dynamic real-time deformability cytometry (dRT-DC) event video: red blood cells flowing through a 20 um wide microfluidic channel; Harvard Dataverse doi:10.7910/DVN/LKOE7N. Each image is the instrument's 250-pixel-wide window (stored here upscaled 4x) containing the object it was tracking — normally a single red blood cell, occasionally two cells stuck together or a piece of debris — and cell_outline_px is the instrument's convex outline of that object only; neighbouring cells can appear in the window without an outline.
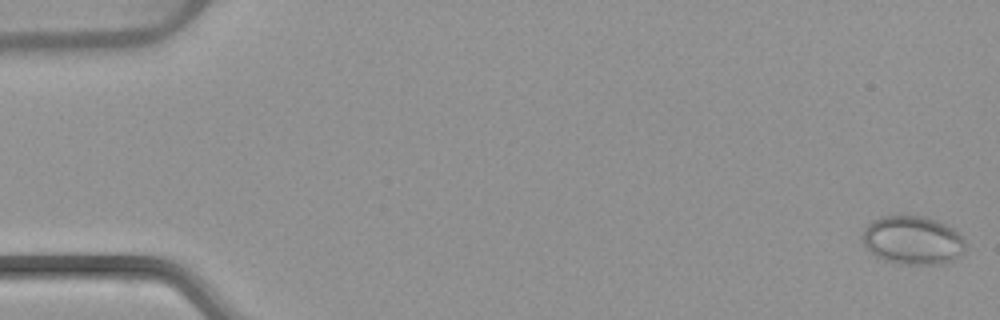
{"species": "common noctule bat (a hibernating species)", "species_latin": "Nyctalus noctula", "temperature_condition": "warm", "stored_images_in_passage": 48, "camera_frame_rate_fps": 3000, "um_per_image_px": 0.085, "animal": {"sex": "female", "body_mass_g": 22.7, "forearm_length_mm": 54.2}, "frame": {"image": 1, "passage_image": 1, "time_ms": 0.0, "image_size_px": [1000, 320], "cell_outline_px": [[964, 252], [952, 260], [944, 264], [900, 264], [884, 260], [876, 256], [860, 240], [860, 236], [864, 228], [872, 220], [880, 216], [900, 212], [924, 216], [936, 220], [952, 228], [964, 240]], "centroid_in_image_um": [77.51, 20.37], "position_along_channel_um": 7.5, "area_um2": 29.77}}
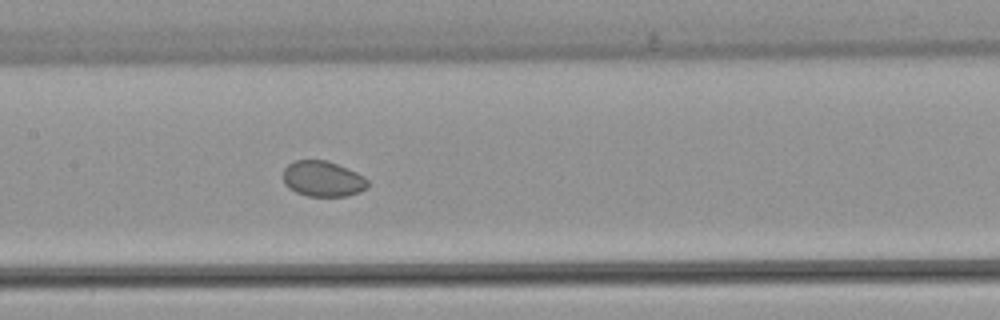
{"frame": {"image": 2, "passage_image": 26, "time_ms": 8.333, "image_size_px": [1000, 320], "cell_outline_px": [[368, 188], [360, 192], [348, 196], [308, 196], [296, 192], [288, 188], [284, 184], [284, 168], [288, 164], [296, 160], [328, 160], [356, 172], [364, 176], [368, 180]], "centroid_in_image_um": [27.46, 15.2], "position_along_channel_um": 179.9, "area_um2": 17.69}}
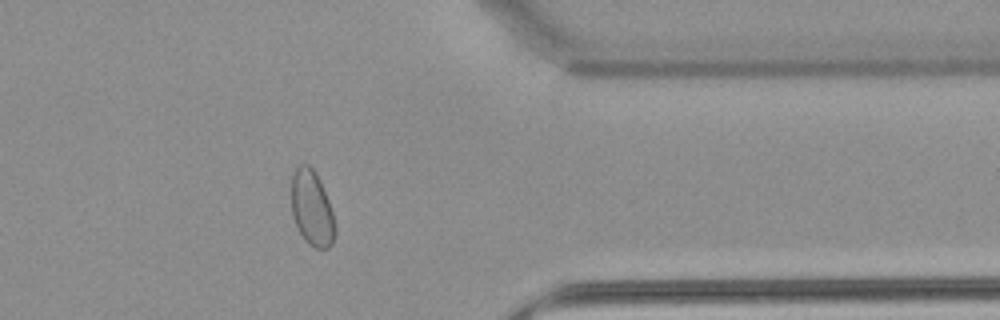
{"frame": {"image": 3, "passage_image": 43, "time_ms": 14.0, "image_size_px": [1000, 320], "cell_outline_px": [[336, 232], [332, 244], [328, 248], [316, 248], [308, 244], [304, 240], [292, 216], [292, 172], [300, 164], [308, 164], [316, 172], [320, 180], [328, 200], [332, 212], [336, 228]], "centroid_in_image_um": [26.51, 17.7], "position_along_channel_um": 384.9, "area_um2": 19.19}}